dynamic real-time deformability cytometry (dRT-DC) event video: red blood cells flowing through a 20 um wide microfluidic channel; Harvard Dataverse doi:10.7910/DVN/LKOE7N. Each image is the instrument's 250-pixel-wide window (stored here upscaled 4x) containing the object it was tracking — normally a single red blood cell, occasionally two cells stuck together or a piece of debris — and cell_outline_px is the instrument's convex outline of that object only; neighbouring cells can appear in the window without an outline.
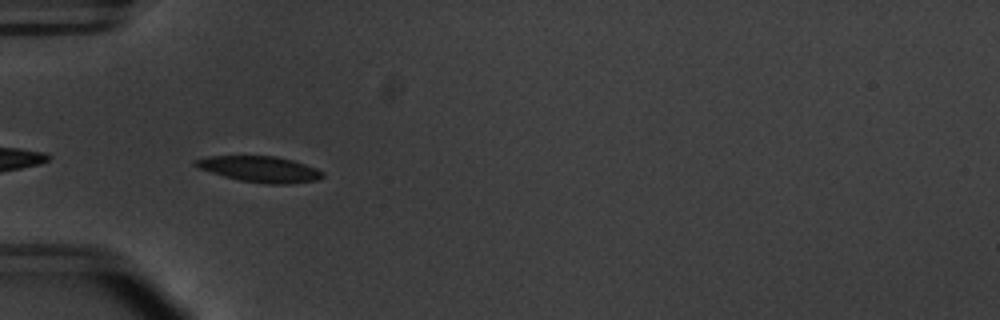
{"species": "common noctule bat (a hibernating species)", "species_latin": "Nyctalus noctula", "temperature_condition": "warm", "stored_images_in_passage": 38, "camera_frame_rate_fps": 3000, "um_per_image_px": 0.085, "animal": {"sex": "male", "body_mass_g": 20.1, "forearm_length_mm": 53.5}, "frame": {"image": 1, "passage_image": 2, "time_ms": 0.333, "image_size_px": [1000, 320], "cell_outline_px": [[324, 176], [320, 180], [292, 184], [268, 184], [240, 180], [224, 176], [200, 168], [192, 164], [192, 160], [208, 156], [276, 156], [292, 160], [316, 168], [324, 172]], "centroid_in_image_um": [22.12, 14.38], "position_along_channel_um": 62.9, "area_um2": 19.25}}
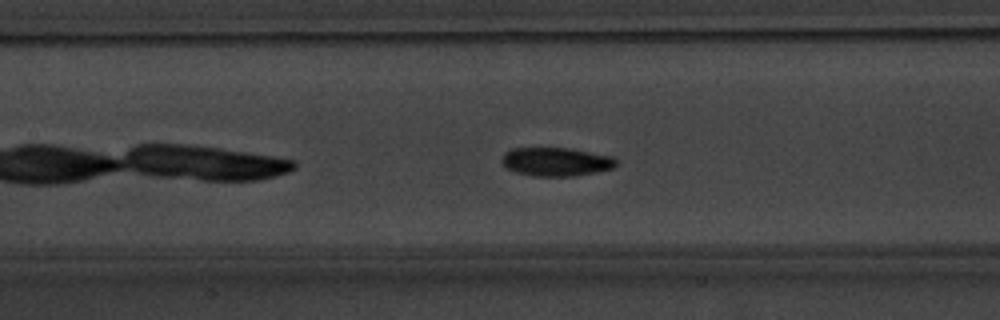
{"frame": {"image": 2, "passage_image": 10, "time_ms": 3.0, "image_size_px": [1000, 320], "cell_outline_px": [[616, 164], [612, 168], [596, 172], [576, 176], [532, 176], [516, 172], [508, 168], [500, 160], [504, 152], [512, 148], [572, 148], [612, 156], [616, 160]], "centroid_in_image_um": [47.25, 13.74], "position_along_channel_um": 160.1, "area_um2": 19.13}}
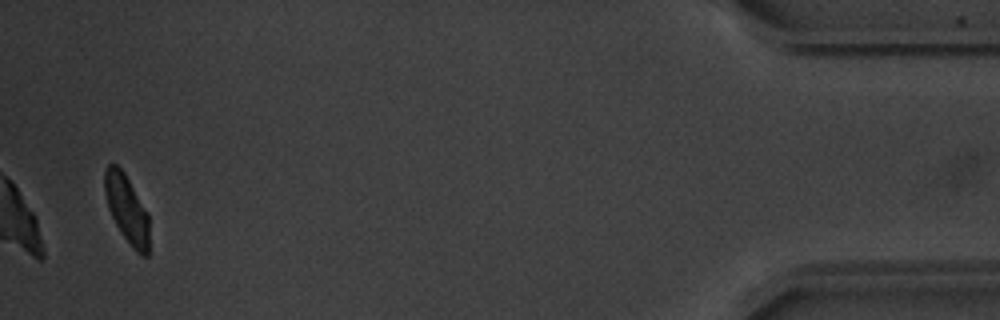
{"frame": {"image": 3, "passage_image": 37, "time_ms": 12.0, "image_size_px": [1000, 320], "cell_outline_px": [[148, 256], [140, 256], [132, 248], [120, 232], [108, 208], [104, 192], [104, 172], [108, 164], [116, 164], [124, 172], [148, 212]], "centroid_in_image_um": [10.77, 17.77], "position_along_channel_um": 424.4, "area_um2": 17.69}, "authors_computed_cell_mechanics": {"area_um2": 18.6983, "velocity_mm_per_s": 3.7611, "shape_relaxation_time_tau1_ms": 2.2162, "shape_relaxation_time_tau2_ms": 2.3544, "deformation_change_tau1": 0.1229, "deformation_change_tau2": 0.0539}}